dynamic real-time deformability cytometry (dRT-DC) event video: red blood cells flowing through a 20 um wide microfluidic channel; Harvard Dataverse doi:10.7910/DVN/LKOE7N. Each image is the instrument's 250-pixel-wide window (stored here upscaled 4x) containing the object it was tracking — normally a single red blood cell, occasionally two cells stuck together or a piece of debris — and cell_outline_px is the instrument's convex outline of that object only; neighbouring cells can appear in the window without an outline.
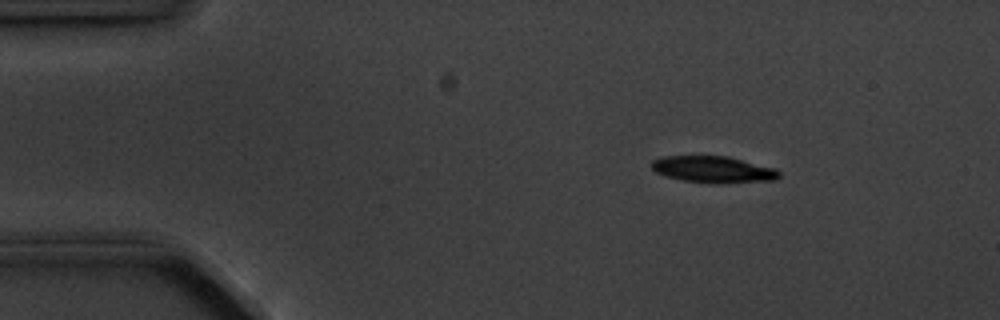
{"species": "common noctule bat (a hibernating species)", "species_latin": "Nyctalus noctula", "temperature_condition": "cold", "stored_images_in_passage": 3, "camera_frame_rate_fps": 3000, "um_per_image_px": 0.085, "animal": {"sex": "male", "body_mass_g": 20.1, "forearm_length_mm": 53.5}, "frame": {"image": 1, "passage_image": 1, "time_ms": 0.0, "image_size_px": [1000, 320], "cell_outline_px": [[780, 176], [776, 180], [684, 180], [668, 176], [656, 172], [652, 168], [652, 160], [664, 156], [728, 156], [776, 168], [780, 172]], "centroid_in_image_um": [60.61, 14.33], "position_along_channel_um": 24.4, "area_um2": 18.44}}